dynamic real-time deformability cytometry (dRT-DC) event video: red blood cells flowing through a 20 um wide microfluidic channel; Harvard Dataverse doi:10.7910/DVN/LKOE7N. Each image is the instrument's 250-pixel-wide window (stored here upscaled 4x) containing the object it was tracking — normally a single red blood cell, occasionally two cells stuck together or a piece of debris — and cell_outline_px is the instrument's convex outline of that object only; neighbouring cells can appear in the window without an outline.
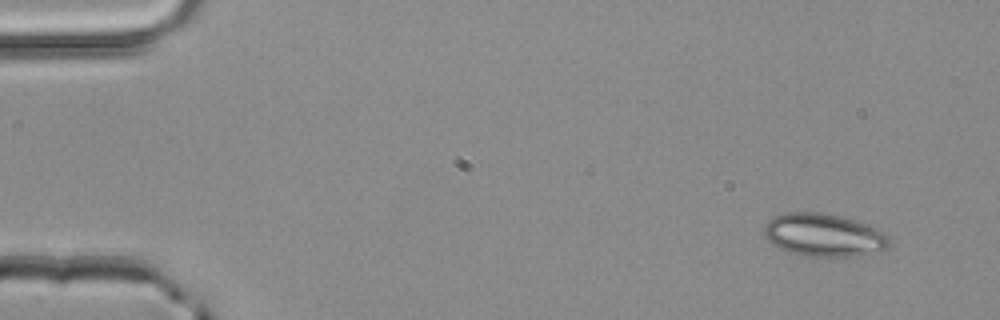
{"species": "common noctule bat (a hibernating species)", "species_latin": "Nyctalus noctula", "temperature_condition": "room temperature", "stored_images_in_passage": 3, "camera_frame_rate_fps": 3000, "um_per_image_px": 0.085, "animal": {"sex": "male", "body_mass_g": 20.4}, "frame": {"image": 1, "passage_image": 1, "time_ms": 0.0, "image_size_px": [1000, 320], "cell_outline_px": [[888, 248], [856, 256], [800, 256], [788, 252], [772, 244], [764, 236], [764, 224], [772, 216], [784, 212], [820, 212], [840, 216], [868, 224], [876, 228], [888, 236]], "centroid_in_image_um": [69.95, 19.97], "position_along_channel_um": 15.0, "area_um2": 31.39}}